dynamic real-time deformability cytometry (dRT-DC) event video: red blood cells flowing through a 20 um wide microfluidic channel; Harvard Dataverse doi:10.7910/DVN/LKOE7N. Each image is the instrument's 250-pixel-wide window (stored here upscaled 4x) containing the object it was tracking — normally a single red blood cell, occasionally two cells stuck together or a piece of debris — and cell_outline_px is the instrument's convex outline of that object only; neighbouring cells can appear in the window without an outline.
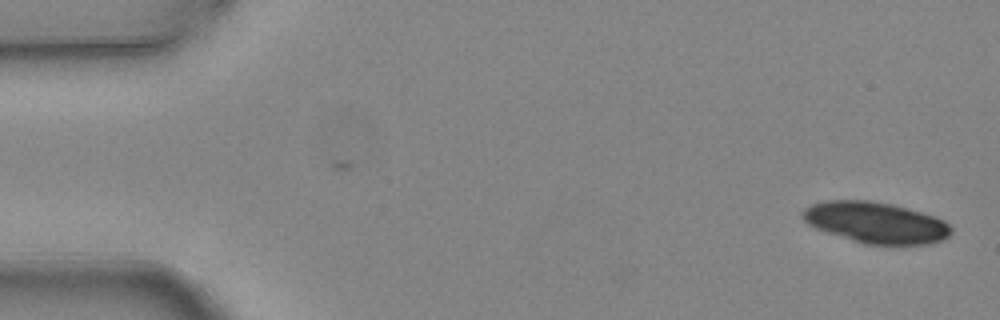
{"species": "common noctule bat (a hibernating species)", "species_latin": "Nyctalus noctula", "temperature_condition": "warm", "stored_images_in_passage": 4, "camera_frame_rate_fps": 3000, "um_per_image_px": 0.085, "animal": {"sex": "female", "body_mass_g": 24.6, "forearm_length_mm": 56.2}, "frame": {"image": 1, "passage_image": 1, "time_ms": 0.0, "image_size_px": [1000, 320], "cell_outline_px": [[952, 232], [948, 236], [940, 240], [928, 244], [864, 244], [816, 228], [808, 224], [804, 220], [800, 212], [804, 208], [812, 204], [824, 200], [868, 200], [892, 204], [936, 216], [944, 220], [952, 228]], "centroid_in_image_um": [74.43, 18.9], "position_along_channel_um": 10.6, "area_um2": 35.49}}